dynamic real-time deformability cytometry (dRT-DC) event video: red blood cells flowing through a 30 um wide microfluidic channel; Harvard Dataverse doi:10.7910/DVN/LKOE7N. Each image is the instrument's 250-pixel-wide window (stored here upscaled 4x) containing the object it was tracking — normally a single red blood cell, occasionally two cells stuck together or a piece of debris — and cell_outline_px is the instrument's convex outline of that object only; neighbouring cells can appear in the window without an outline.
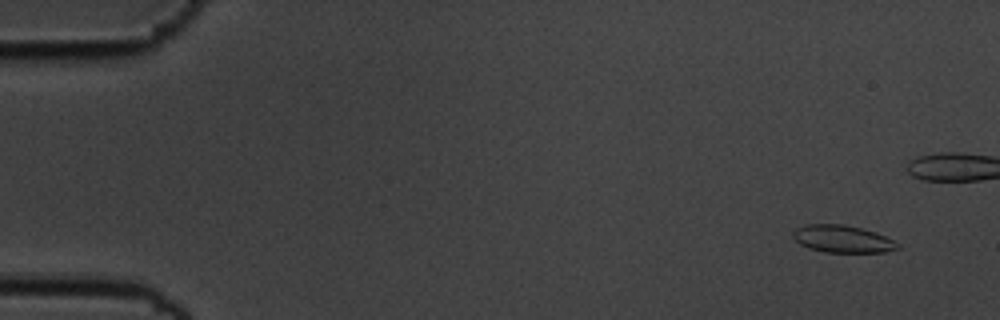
{"species": "common noctule bat (a hibernating species)", "species_latin": "Nyctalus noctula", "temperature_condition": "cold", "stored_images_in_passage": 45, "camera_frame_rate_fps": 3000, "um_per_image_px": 0.085, "animal": {"sex": "male", "body_mass_g": 19.5, "forearm_length_mm": 54.6}, "frame": {"image": 1, "passage_image": 2, "time_ms": 0.333, "image_size_px": [1000, 320], "cell_outline_px": [[900, 248], [884, 252], [824, 252], [808, 248], [800, 244], [792, 236], [792, 232], [796, 228], [804, 224], [844, 224], [876, 232], [900, 244]], "centroid_in_image_um": [71.59, 20.31], "position_along_channel_um": 13.4, "area_um2": 16.7}}
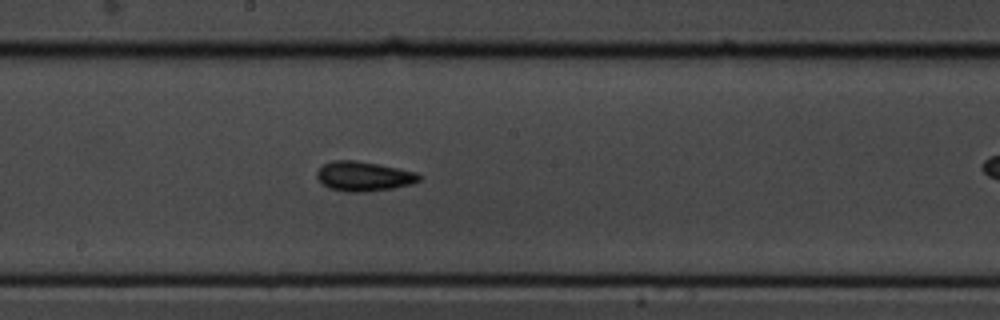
{"frame": {"image": 2, "passage_image": 29, "time_ms": 9.333, "image_size_px": [1000, 320], "cell_outline_px": [[424, 176], [420, 180], [412, 184], [392, 188], [364, 192], [348, 192], [328, 188], [316, 176], [316, 172], [324, 164], [332, 160], [356, 160], [400, 168], [416, 172]], "centroid_in_image_um": [30.95, 14.98], "position_along_channel_um": 217.3, "area_um2": 17.74}}
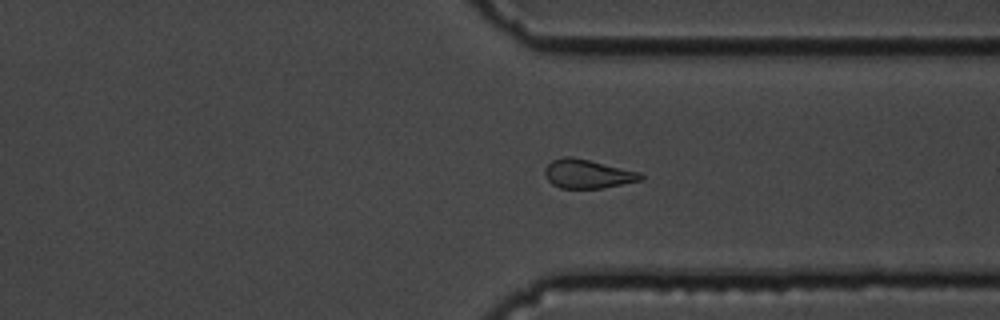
{"frame": {"image": 3, "passage_image": 41, "time_ms": 13.333, "image_size_px": [1000, 320], "cell_outline_px": [[644, 180], [604, 188], [560, 188], [552, 184], [548, 180], [544, 172], [544, 168], [552, 160], [564, 156], [572, 156], [640, 172], [644, 176]], "centroid_in_image_um": [49.96, 14.78], "position_along_channel_um": 361.4, "area_um2": 16.24}}